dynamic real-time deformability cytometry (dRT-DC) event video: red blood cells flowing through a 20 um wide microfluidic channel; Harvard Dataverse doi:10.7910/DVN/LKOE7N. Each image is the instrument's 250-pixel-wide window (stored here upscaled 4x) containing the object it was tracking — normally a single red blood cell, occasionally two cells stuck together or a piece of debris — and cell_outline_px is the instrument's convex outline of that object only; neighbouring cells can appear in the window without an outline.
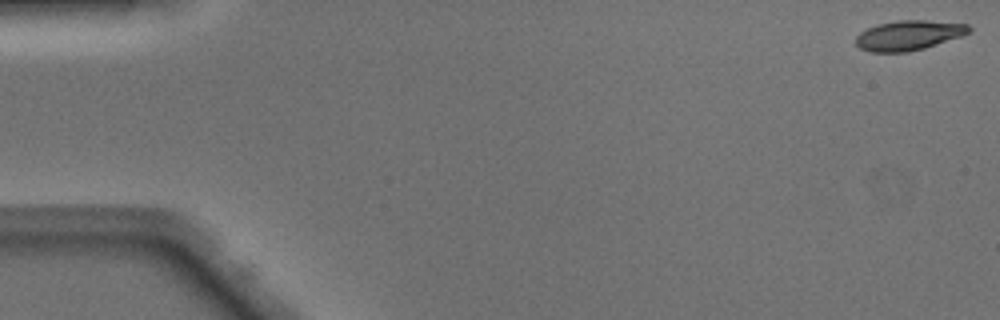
{"species": "Egyptian fruit bat (a non-hibernating species)", "species_latin": "Rousettus aegyptiacus", "temperature_condition": "warm", "stored_images_in_passage": 45, "camera_frame_rate_fps": 3000, "um_per_image_px": 0.085, "animal": {"sex": "male"}, "frame": {"image": 1, "passage_image": 1, "time_ms": 0.0, "image_size_px": [1000, 320], "cell_outline_px": [[972, 32], [924, 48], [908, 52], [872, 52], [860, 48], [856, 44], [856, 36], [860, 32], [876, 24], [896, 20], [924, 20], [968, 24], [972, 28]], "centroid_in_image_um": [77.23, 2.99], "position_along_channel_um": 7.8, "area_um2": 19.65}}
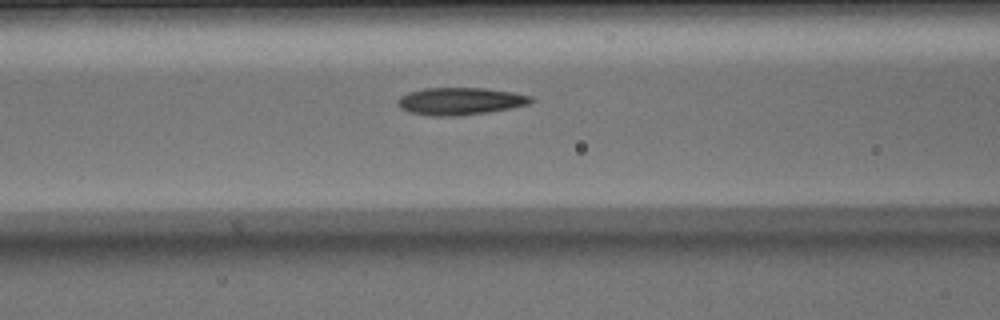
{"frame": {"image": 2, "passage_image": 20, "time_ms": 6.333, "image_size_px": [1000, 320], "cell_outline_px": [[536, 100], [528, 104], [512, 108], [488, 112], [456, 116], [432, 116], [408, 112], [400, 108], [396, 100], [400, 96], [408, 92], [424, 88], [484, 88], [512, 92], [532, 96]], "centroid_in_image_um": [39.11, 8.6], "position_along_channel_um": 127.5, "area_um2": 21.39}}
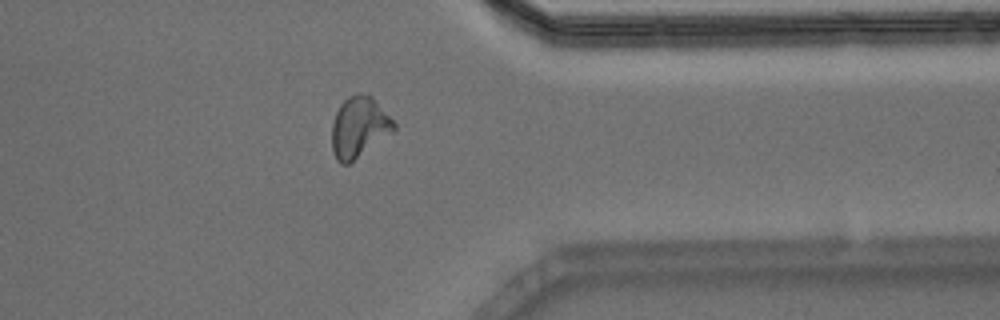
{"frame": {"image": 3, "passage_image": 39, "time_ms": 12.667, "image_size_px": [1000, 320], "cell_outline_px": [[396, 128], [348, 164], [340, 164], [336, 160], [332, 152], [332, 124], [336, 112], [340, 104], [348, 96], [356, 92], [360, 92], [372, 96], [396, 124]], "centroid_in_image_um": [30.48, 10.78], "position_along_channel_um": 380.9, "area_um2": 21.68}}